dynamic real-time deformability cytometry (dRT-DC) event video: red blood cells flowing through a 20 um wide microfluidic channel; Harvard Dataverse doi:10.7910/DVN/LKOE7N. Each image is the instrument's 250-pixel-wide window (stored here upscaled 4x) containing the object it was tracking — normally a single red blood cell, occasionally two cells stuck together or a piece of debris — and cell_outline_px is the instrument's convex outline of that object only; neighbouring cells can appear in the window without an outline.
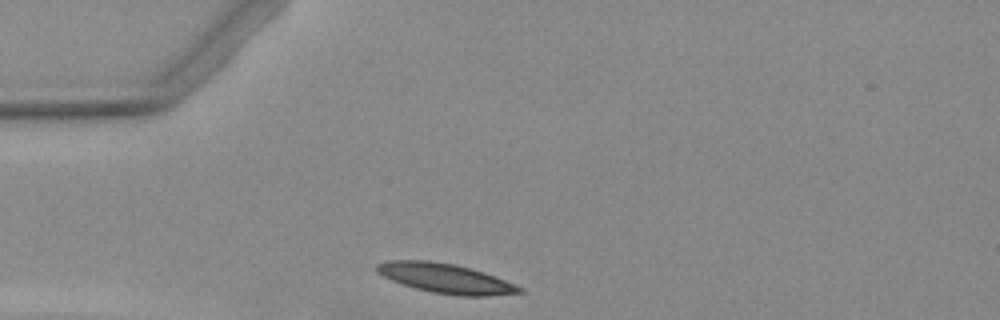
{"species": "Egyptian fruit bat (a non-hibernating species)", "species_latin": "Rousettus aegyptiacus", "temperature_condition": "warm", "stored_images_in_passage": 1, "camera_frame_rate_fps": 3000, "um_per_image_px": 0.085, "animal": {"sex": "female"}, "frame": {"image": 1, "passage_image": 1, "time_ms": 0.0, "image_size_px": [1000, 320], "cell_outline_px": [[524, 292], [484, 296], [460, 296], [432, 292], [416, 288], [392, 280], [376, 272], [376, 264], [388, 260], [428, 260], [456, 264], [484, 272], [524, 288]], "centroid_in_image_um": [37.86, 23.65], "position_along_channel_um": 47.1, "area_um2": 24.45}}